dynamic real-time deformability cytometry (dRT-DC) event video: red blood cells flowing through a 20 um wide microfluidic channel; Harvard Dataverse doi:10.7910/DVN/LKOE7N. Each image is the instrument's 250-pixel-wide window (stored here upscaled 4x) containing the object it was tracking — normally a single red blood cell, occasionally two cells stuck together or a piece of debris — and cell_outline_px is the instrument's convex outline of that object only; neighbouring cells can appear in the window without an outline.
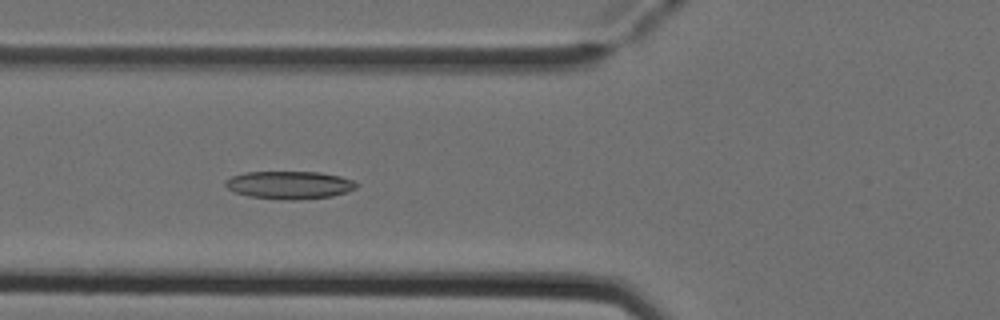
{"species": "Egyptian fruit bat (a non-hibernating species)", "species_latin": "Rousettus aegyptiacus", "temperature_condition": "cold", "stored_images_in_passage": 7, "camera_frame_rate_fps": 3000, "um_per_image_px": 0.085, "animal": {"sex": "female"}, "frame": {"image": 1, "passage_image": 6, "time_ms": 1.667, "image_size_px": [1000, 320], "cell_outline_px": [[360, 184], [356, 188], [332, 196], [296, 200], [280, 200], [248, 196], [236, 192], [228, 188], [224, 184], [224, 180], [232, 176], [244, 172], [320, 172], [340, 176], [352, 180]], "centroid_in_image_um": [24.59, 15.72], "position_along_channel_um": 101.2, "area_um2": 21.33}}
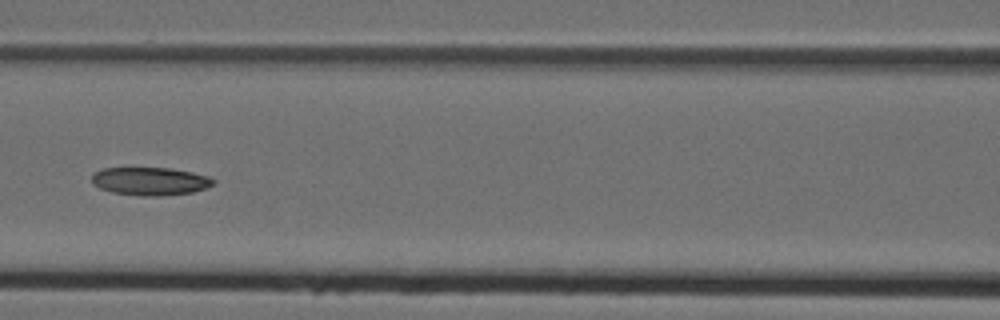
{"frame": {"image": 2, "passage_image": 7, "time_ms": 2.0, "image_size_px": [1000, 320], "cell_outline_px": [[216, 180], [212, 184], [204, 188], [192, 192], [156, 196], [140, 196], [112, 192], [100, 188], [92, 184], [92, 172], [104, 168], [168, 168], [192, 172], [208, 176]], "centroid_in_image_um": [12.72, 15.4], "position_along_channel_um": 153.9, "area_um2": 19.77}}